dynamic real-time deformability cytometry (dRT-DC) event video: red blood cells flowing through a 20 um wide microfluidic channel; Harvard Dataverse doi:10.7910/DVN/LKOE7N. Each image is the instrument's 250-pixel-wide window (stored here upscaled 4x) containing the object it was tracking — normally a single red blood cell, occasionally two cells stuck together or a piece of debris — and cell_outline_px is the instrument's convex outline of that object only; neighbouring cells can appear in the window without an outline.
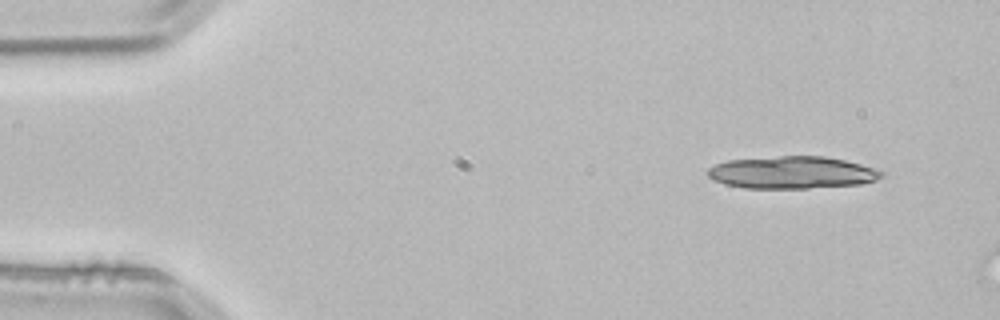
{"species": "common noctule bat (a hibernating species)", "species_latin": "Nyctalus noctula", "temperature_condition": "room temperature", "stored_images_in_passage": 2, "camera_frame_rate_fps": 3000, "um_per_image_px": 0.085, "animal": {"sex": "male", "body_mass_g": 21.5, "forearm_length_mm": 52.0}, "frame": {"image": 1, "passage_image": 1, "time_ms": 0.0, "image_size_px": [1000, 320], "cell_outline_px": [[884, 176], [876, 180], [860, 184], [808, 188], [744, 188], [724, 184], [712, 180], [708, 176], [708, 168], [716, 164], [728, 160], [780, 156], [824, 156], [844, 160], [860, 164], [884, 172]], "centroid_in_image_um": [67.31, 14.66], "position_along_channel_um": 17.7, "area_um2": 32.66}}